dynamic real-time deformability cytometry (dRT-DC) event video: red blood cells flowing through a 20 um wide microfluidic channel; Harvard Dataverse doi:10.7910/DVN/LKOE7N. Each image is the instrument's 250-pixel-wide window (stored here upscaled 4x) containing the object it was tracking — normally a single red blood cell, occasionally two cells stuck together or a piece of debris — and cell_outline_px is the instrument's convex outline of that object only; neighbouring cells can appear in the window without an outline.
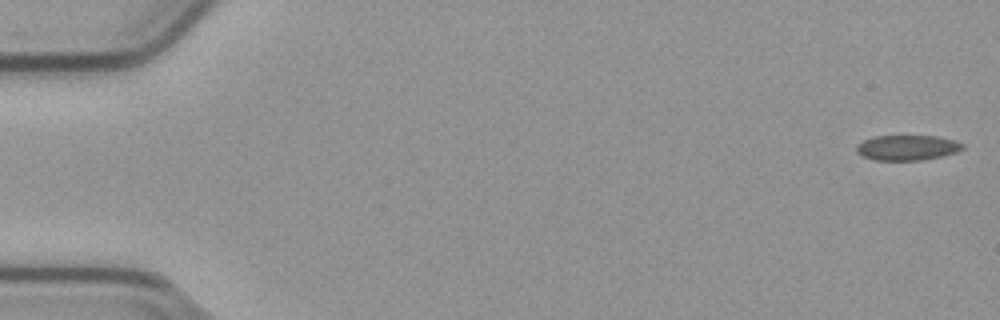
{"species": "common noctule bat (a hibernating species)", "species_latin": "Nyctalus noctula", "temperature_condition": "cold", "stored_images_in_passage": 9, "camera_frame_rate_fps": 3000, "um_per_image_px": 0.085, "animal": {"sex": "male", "body_mass_g": 23.1, "forearm_length_mm": 52.7}, "frame": {"image": 1, "passage_image": 1, "time_ms": 0.0, "image_size_px": [1000, 320], "cell_outline_px": [[964, 148], [956, 152], [944, 156], [920, 160], [876, 160], [864, 156], [856, 152], [856, 148], [864, 140], [876, 136], [936, 136], [952, 140], [964, 144]], "centroid_in_image_um": [77.14, 12.55], "position_along_channel_um": 7.9, "area_um2": 15.37}}